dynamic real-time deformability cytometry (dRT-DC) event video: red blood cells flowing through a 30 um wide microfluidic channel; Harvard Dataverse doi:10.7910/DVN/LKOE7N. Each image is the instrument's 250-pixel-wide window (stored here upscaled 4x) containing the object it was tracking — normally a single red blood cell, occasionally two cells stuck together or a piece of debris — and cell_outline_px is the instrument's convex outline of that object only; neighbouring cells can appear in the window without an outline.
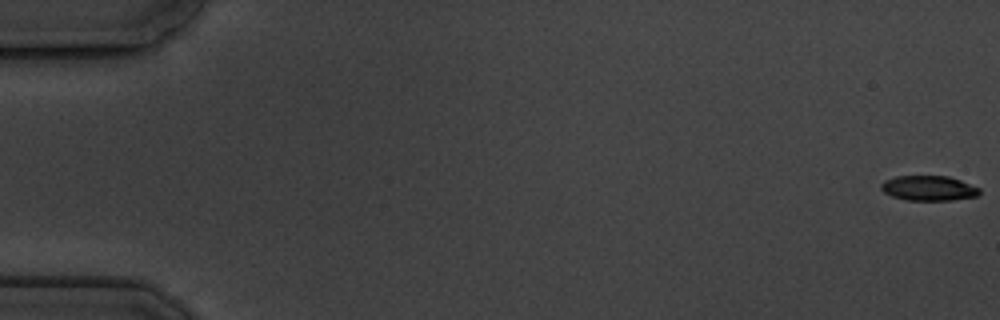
{"species": "common noctule bat (a hibernating species)", "species_latin": "Nyctalus noctula", "temperature_condition": "cold", "stored_images_in_passage": 7, "camera_frame_rate_fps": 3000, "um_per_image_px": 0.085, "animal": {"sex": "male", "body_mass_g": 19.5, "forearm_length_mm": 54.6}, "frame": {"image": 1, "passage_image": 1, "time_ms": 0.0, "image_size_px": [1000, 320], "cell_outline_px": [[980, 192], [976, 196], [952, 200], [908, 200], [892, 196], [884, 192], [880, 188], [880, 184], [884, 180], [896, 176], [948, 176], [960, 180], [980, 188]], "centroid_in_image_um": [78.92, 15.99], "position_along_channel_um": 6.1, "area_um2": 14.28}}
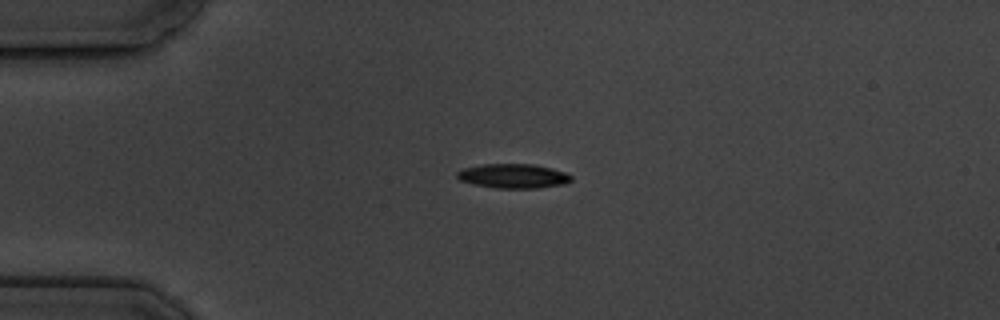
{"frame": {"image": 2, "passage_image": 5, "time_ms": 4.667, "image_size_px": [1000, 320], "cell_outline_px": [[572, 180], [564, 184], [536, 188], [496, 188], [472, 184], [460, 180], [456, 176], [456, 172], [464, 168], [484, 164], [532, 164], [552, 168], [564, 172], [572, 176]], "centroid_in_image_um": [43.62, 14.96], "position_along_channel_um": 41.4, "area_um2": 16.18}}